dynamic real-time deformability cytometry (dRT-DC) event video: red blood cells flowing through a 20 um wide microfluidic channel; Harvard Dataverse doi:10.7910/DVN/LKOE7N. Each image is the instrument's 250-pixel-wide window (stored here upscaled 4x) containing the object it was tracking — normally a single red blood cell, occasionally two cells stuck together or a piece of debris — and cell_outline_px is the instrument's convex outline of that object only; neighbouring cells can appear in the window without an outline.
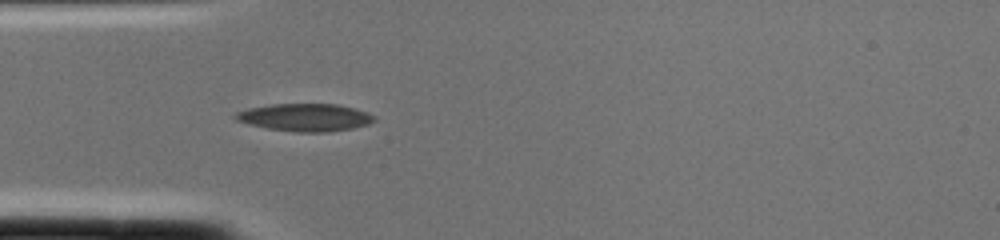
{"species": "common noctule bat (a hibernating species)", "species_latin": "Nyctalus noctula", "temperature_condition": "cold", "stored_images_in_passage": 2, "camera_frame_rate_fps": 3000, "um_per_image_px": 0.085, "animal": {"sex": "female", "body_mass_g": 22.0, "forearm_length_mm": 56.7}, "frame": {"image": 1, "passage_image": 2, "time_ms": 0.333, "image_size_px": [1000, 240], "cell_outline_px": [[376, 120], [368, 124], [352, 128], [328, 132], [296, 132], [268, 128], [248, 124], [236, 120], [232, 116], [236, 112], [248, 108], [272, 104], [336, 104], [356, 108], [368, 112], [376, 116]], "centroid_in_image_um": [25.95, 9.97], "position_along_channel_um": 59.1, "area_um2": 22.43}}